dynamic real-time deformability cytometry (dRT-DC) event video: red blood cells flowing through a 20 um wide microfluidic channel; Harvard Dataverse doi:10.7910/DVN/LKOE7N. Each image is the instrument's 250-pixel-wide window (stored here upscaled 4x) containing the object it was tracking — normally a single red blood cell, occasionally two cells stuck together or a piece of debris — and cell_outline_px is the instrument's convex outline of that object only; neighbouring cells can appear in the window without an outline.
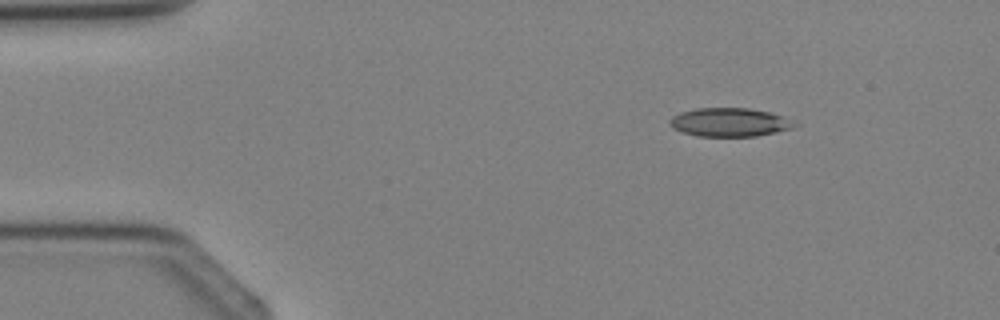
{"species": "Egyptian fruit bat (a non-hibernating species)", "species_latin": "Rousettus aegyptiacus", "temperature_condition": "cold", "stored_images_in_passage": 3, "camera_frame_rate_fps": 3000, "um_per_image_px": 0.085, "animal": {"sex": "female"}, "frame": {"image": 1, "passage_image": 1, "time_ms": 0.0, "image_size_px": [1000, 320], "cell_outline_px": [[796, 124], [792, 128], [776, 132], [756, 136], [696, 136], [672, 128], [668, 124], [668, 120], [672, 116], [680, 112], [696, 108], [748, 108], [768, 112], [784, 116]], "centroid_in_image_um": [61.96, 10.39], "position_along_channel_um": 23.0, "area_um2": 20.75}}
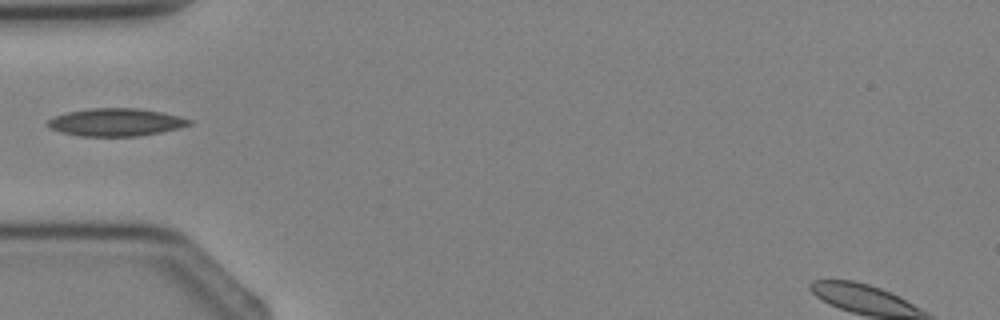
{"frame": {"image": 2, "passage_image": 3, "time_ms": 2.333, "image_size_px": [1000, 320], "cell_outline_px": [[192, 124], [180, 128], [140, 136], [80, 136], [60, 132], [48, 128], [44, 124], [48, 120], [56, 116], [68, 112], [88, 108], [140, 108], [180, 116], [192, 120]], "centroid_in_image_um": [9.84, 10.39], "position_along_channel_um": 75.2, "area_um2": 23.0}}